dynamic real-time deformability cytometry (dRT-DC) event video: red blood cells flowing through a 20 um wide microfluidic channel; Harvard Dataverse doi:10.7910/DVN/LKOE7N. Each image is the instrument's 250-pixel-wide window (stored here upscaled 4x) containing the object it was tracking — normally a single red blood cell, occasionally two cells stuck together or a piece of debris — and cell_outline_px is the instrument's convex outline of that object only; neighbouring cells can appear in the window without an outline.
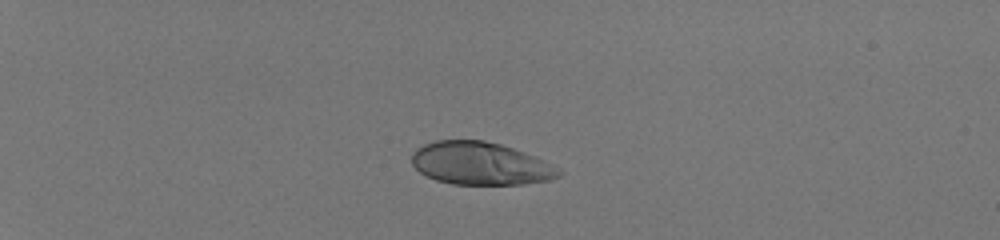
{"species": "human", "species_latin": "Homo sapiens", "temperature_condition": "room temperature", "stored_images_in_passage": 38, "camera_frame_rate_fps": 3000, "um_per_image_px": 0.085, "donor": {"sex": "male"}, "frame": {"image": 1, "passage_image": 1, "time_ms": 0.0, "image_size_px": [1000, 240], "cell_outline_px": [[564, 172], [560, 176], [552, 180], [524, 184], [452, 184], [436, 180], [420, 172], [412, 164], [412, 152], [416, 148], [424, 144], [436, 140], [484, 140], [500, 144], [524, 152], [560, 168]], "centroid_in_image_um": [40.85, 13.9], "position_along_channel_um": 44.2, "area_um2": 36.7}}
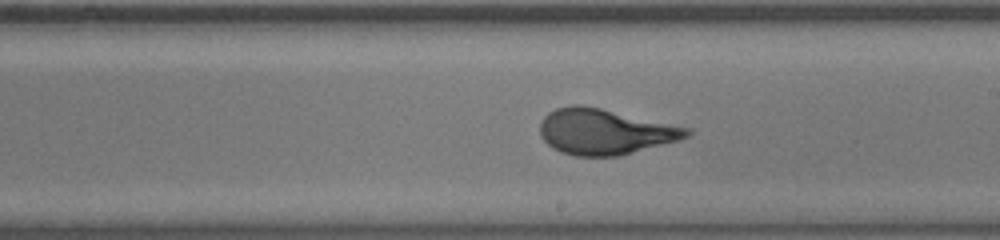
{"frame": {"image": 2, "passage_image": 21, "time_ms": 6.667, "image_size_px": [1000, 240], "cell_outline_px": [[692, 132], [688, 136], [680, 140], [620, 156], [576, 156], [560, 152], [552, 148], [540, 136], [540, 120], [548, 112], [556, 108], [572, 104], [580, 104], [600, 108], [692, 128]], "centroid_in_image_um": [51.41, 11.19], "position_along_channel_um": 237.6, "area_um2": 39.3}}
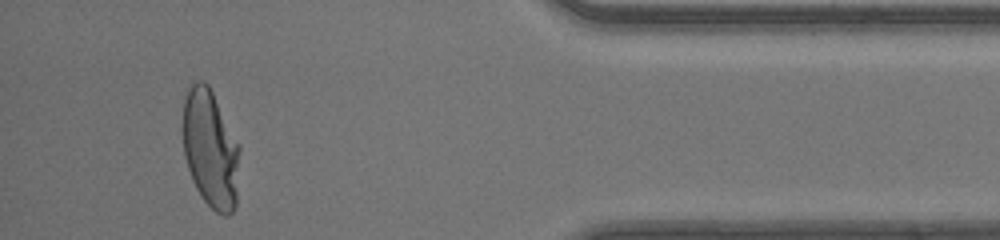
{"frame": {"image": 3, "passage_image": 36, "time_ms": 11.667, "image_size_px": [1000, 240], "cell_outline_px": [[240, 148], [236, 204], [232, 212], [228, 216], [224, 216], [216, 212], [204, 200], [196, 188], [192, 180], [184, 156], [184, 92], [196, 80], [204, 80], [208, 84], [240, 144]], "centroid_in_image_um": [17.9, 12.65], "position_along_channel_um": 417.3, "area_um2": 39.19}, "authors_computed_cell_mechanics": {"area_um2": 38.3792, "velocity_mm_per_s": 4.1961, "shape_relaxation_time_tau1_ms": 5.6888, "shape_relaxation_time_tau2_ms": null, "deformation_change_tau1": 0.2614, "deformation_change_tau2": null}}